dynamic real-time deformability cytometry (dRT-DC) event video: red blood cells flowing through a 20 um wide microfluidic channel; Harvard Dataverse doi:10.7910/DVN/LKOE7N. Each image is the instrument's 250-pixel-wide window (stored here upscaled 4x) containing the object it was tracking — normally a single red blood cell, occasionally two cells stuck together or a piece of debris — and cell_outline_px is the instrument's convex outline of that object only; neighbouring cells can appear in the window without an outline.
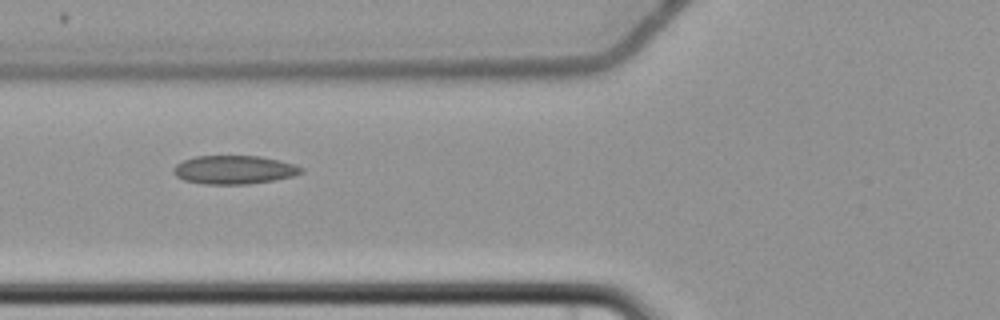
{"species": "common noctule bat (a hibernating species)", "species_latin": "Nyctalus noctula", "temperature_condition": "cold", "stored_images_in_passage": 8, "camera_frame_rate_fps": 3000, "um_per_image_px": 0.085, "animal": {"sex": "female", "body_mass_g": 22.7, "forearm_length_mm": 54.2}, "frame": {"image": 1, "passage_image": 7, "time_ms": 7.333, "image_size_px": [1000, 320], "cell_outline_px": [[304, 172], [292, 176], [276, 180], [248, 184], [204, 184], [184, 180], [176, 176], [172, 172], [172, 168], [176, 164], [184, 160], [196, 156], [260, 156], [296, 164], [304, 168]], "centroid_in_image_um": [19.91, 14.43], "position_along_channel_um": 105.9, "area_um2": 21.39}}
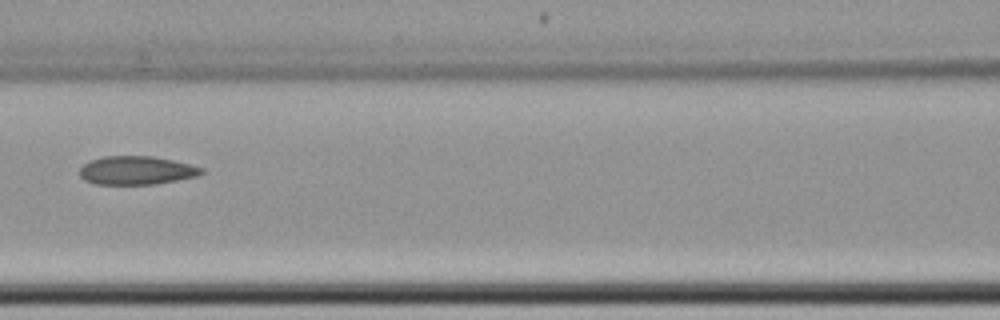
{"frame": {"image": 2, "passage_image": 8, "time_ms": 8.667, "image_size_px": [1000, 320], "cell_outline_px": [[204, 172], [196, 176], [156, 184], [92, 184], [84, 180], [80, 176], [80, 168], [88, 160], [104, 156], [152, 156], [172, 160], [204, 168]], "centroid_in_image_um": [11.56, 14.48], "position_along_channel_um": 155.0, "area_um2": 20.23}}